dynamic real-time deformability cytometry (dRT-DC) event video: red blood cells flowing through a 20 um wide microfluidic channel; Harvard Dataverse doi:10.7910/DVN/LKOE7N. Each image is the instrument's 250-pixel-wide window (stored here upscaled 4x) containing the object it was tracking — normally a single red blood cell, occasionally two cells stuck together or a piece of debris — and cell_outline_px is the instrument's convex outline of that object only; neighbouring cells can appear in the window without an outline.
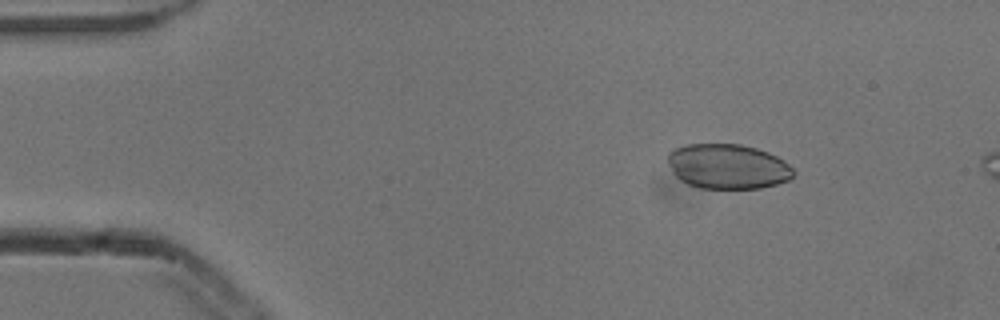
{"species": "common noctule bat (a hibernating species)", "species_latin": "Nyctalus noctula", "temperature_condition": "cold", "stored_images_in_passage": 5, "camera_frame_rate_fps": 3000, "um_per_image_px": 0.085, "animal": {"sex": "male", "body_mass_g": 13.3}, "frame": {"image": 1, "passage_image": 3, "time_ms": 0.667, "image_size_px": [1000, 320], "cell_outline_px": [[796, 172], [788, 180], [776, 184], [760, 188], [700, 188], [688, 184], [680, 180], [672, 172], [668, 160], [668, 152], [676, 148], [688, 144], [740, 144], [756, 148], [768, 152], [784, 160]], "centroid_in_image_um": [61.86, 14.15], "position_along_channel_um": 23.1, "area_um2": 32.83}}